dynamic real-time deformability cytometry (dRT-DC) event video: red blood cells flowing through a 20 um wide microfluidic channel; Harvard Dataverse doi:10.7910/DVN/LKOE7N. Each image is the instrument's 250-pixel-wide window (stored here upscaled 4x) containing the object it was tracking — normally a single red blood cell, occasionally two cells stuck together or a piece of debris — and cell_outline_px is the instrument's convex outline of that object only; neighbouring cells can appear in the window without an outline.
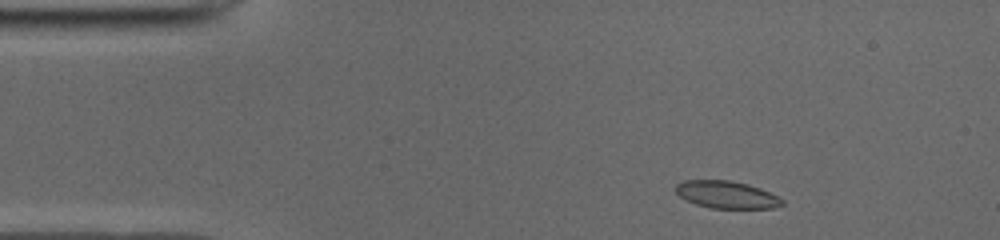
{"species": "common noctule bat (a hibernating species)", "species_latin": "Nyctalus noctula", "temperature_condition": "cold", "stored_images_in_passage": 46, "camera_frame_rate_fps": 3000, "um_per_image_px": 0.085, "animal": {"sex": "male", "body_mass_g": 19.0, "forearm_length_mm": 50.8}, "frame": {"image": 1, "passage_image": 3, "time_ms": 0.667, "image_size_px": [1000, 240], "cell_outline_px": [[784, 204], [772, 208], [712, 208], [696, 204], [680, 196], [676, 192], [676, 184], [684, 180], [728, 180], [748, 184], [760, 188], [784, 200]], "centroid_in_image_um": [61.76, 16.54], "position_along_channel_um": 23.2, "area_um2": 16.76}}
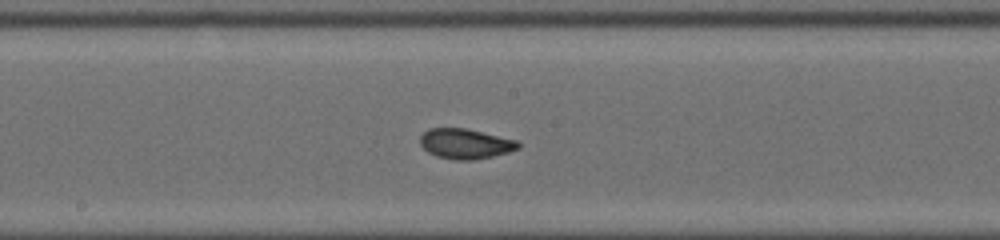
{"frame": {"image": 2, "passage_image": 22, "time_ms": 7.0, "image_size_px": [1000, 240], "cell_outline_px": [[520, 148], [508, 152], [492, 156], [472, 160], [456, 160], [436, 156], [428, 152], [420, 144], [420, 136], [428, 128], [464, 128], [516, 140], [520, 144]], "centroid_in_image_um": [39.53, 12.22], "position_along_channel_um": 208.7, "area_um2": 17.05}}
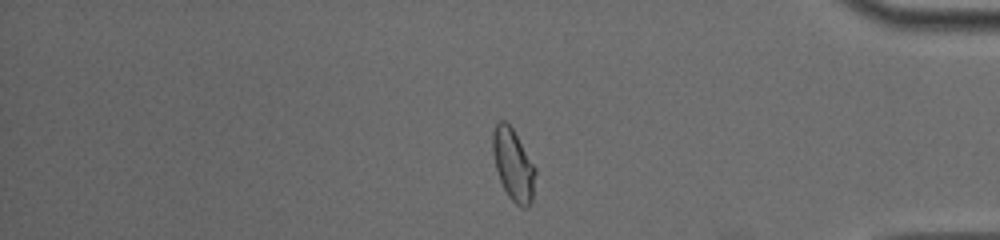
{"frame": {"image": 3, "passage_image": 38, "time_ms": 12.333, "image_size_px": [1000, 240], "cell_outline_px": [[536, 172], [532, 200], [528, 208], [524, 208], [516, 204], [508, 196], [500, 180], [496, 168], [492, 152], [492, 132], [496, 124], [500, 120], [504, 120], [512, 128], [536, 168]], "centroid_in_image_um": [43.62, 14.01], "position_along_channel_um": 391.6, "area_um2": 17.74}, "authors_computed_cell_mechanics": {"area_um2": 17.1088, "velocity_mm_per_s": 3.9521, "shape_relaxation_time_tau1_ms": 3.8454, "shape_relaxation_time_tau2_ms": 1.2064, "deformation_change_tau1": 0.1471, "deformation_change_tau2": 0.0581}}